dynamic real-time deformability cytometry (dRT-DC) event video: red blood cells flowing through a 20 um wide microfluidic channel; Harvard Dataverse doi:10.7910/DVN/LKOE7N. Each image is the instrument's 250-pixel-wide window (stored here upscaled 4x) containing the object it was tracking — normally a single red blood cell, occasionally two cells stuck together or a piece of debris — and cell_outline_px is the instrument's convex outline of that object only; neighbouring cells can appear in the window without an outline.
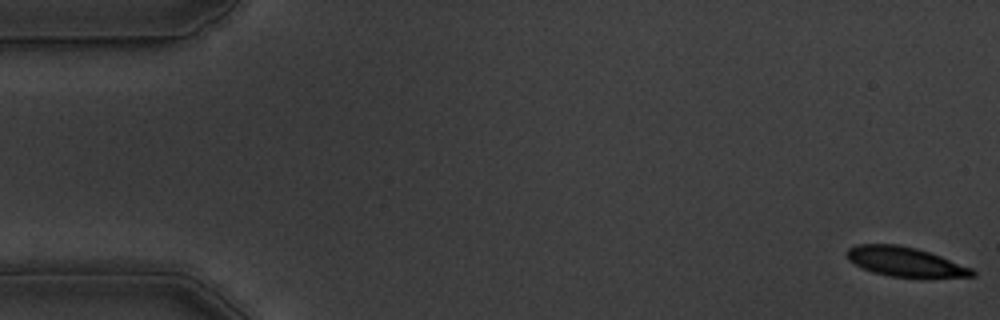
{"species": "common noctule bat (a hibernating species)", "species_latin": "Nyctalus noctula", "temperature_condition": "warm", "stored_images_in_passage": 17, "camera_frame_rate_fps": 3000, "um_per_image_px": 0.085, "animal": {"sex": "male", "body_mass_g": 19.5, "forearm_length_mm": 54.6}, "frame": {"image": 1, "passage_image": 1, "time_ms": 0.0, "image_size_px": [1000, 320], "cell_outline_px": [[976, 276], [888, 276], [872, 272], [848, 260], [844, 252], [848, 248], [856, 244], [896, 244], [916, 248], [940, 256], [972, 268], [976, 272]], "centroid_in_image_um": [76.86, 22.22], "position_along_channel_um": 8.1, "area_um2": 21.1}}
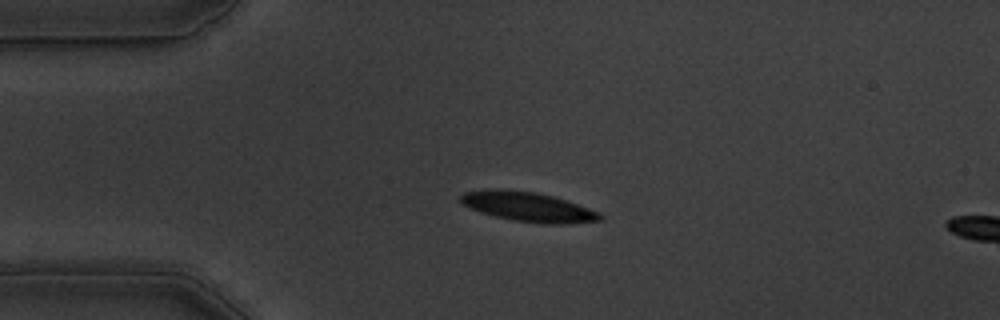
{"frame": {"image": 2, "passage_image": 13, "time_ms": 4.0, "image_size_px": [1000, 320], "cell_outline_px": [[604, 220], [564, 224], [540, 224], [512, 220], [480, 212], [464, 204], [460, 200], [460, 196], [464, 192], [488, 188], [504, 188], [536, 192], [552, 196], [600, 212], [604, 216]], "centroid_in_image_um": [44.89, 17.57], "position_along_channel_um": 40.1, "area_um2": 24.16}}